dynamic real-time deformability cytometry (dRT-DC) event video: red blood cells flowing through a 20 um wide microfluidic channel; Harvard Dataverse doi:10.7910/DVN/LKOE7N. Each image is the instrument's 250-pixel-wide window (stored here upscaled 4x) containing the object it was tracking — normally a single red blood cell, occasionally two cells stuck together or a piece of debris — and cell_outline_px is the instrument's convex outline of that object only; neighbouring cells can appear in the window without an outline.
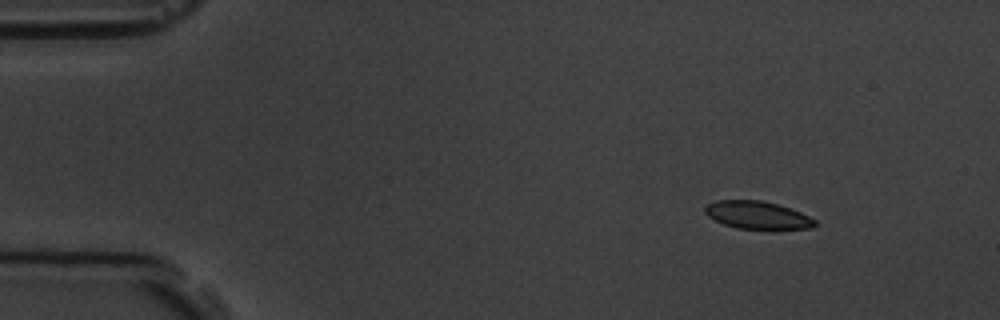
{"species": "common noctule bat (a hibernating species)", "species_latin": "Nyctalus noctula", "temperature_condition": "room temperature", "stored_images_in_passage": 5, "camera_frame_rate_fps": 3000, "um_per_image_px": 0.085, "animal": {"sex": "male", "body_mass_g": 19.5, "forearm_length_mm": 54.6}, "frame": {"image": 1, "passage_image": 2, "time_ms": 1.333, "image_size_px": [1000, 320], "cell_outline_px": [[816, 224], [812, 228], [736, 228], [724, 224], [708, 216], [704, 212], [704, 208], [708, 204], [716, 200], [760, 200], [792, 208], [816, 220]], "centroid_in_image_um": [64.36, 18.26], "position_along_channel_um": 20.6, "area_um2": 17.46}}
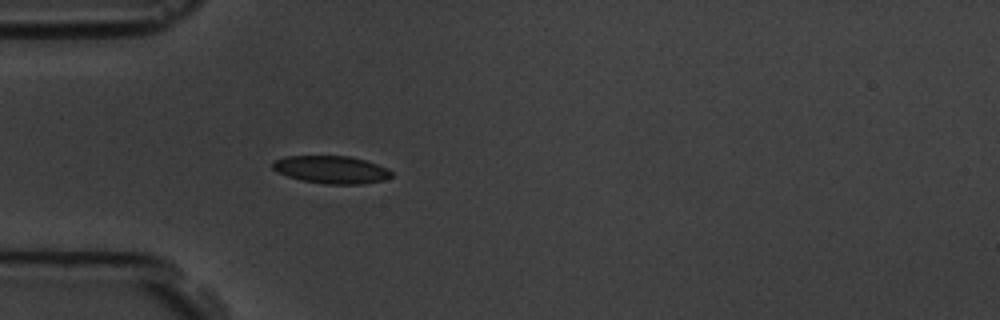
{"frame": {"image": 2, "passage_image": 5, "time_ms": 4.667, "image_size_px": [1000, 320], "cell_outline_px": [[392, 176], [384, 180], [360, 184], [324, 184], [300, 180], [288, 176], [272, 168], [272, 164], [276, 160], [284, 156], [348, 156], [364, 160], [388, 168], [392, 172]], "centroid_in_image_um": [28.17, 14.42], "position_along_channel_um": 56.8, "area_um2": 19.02}}